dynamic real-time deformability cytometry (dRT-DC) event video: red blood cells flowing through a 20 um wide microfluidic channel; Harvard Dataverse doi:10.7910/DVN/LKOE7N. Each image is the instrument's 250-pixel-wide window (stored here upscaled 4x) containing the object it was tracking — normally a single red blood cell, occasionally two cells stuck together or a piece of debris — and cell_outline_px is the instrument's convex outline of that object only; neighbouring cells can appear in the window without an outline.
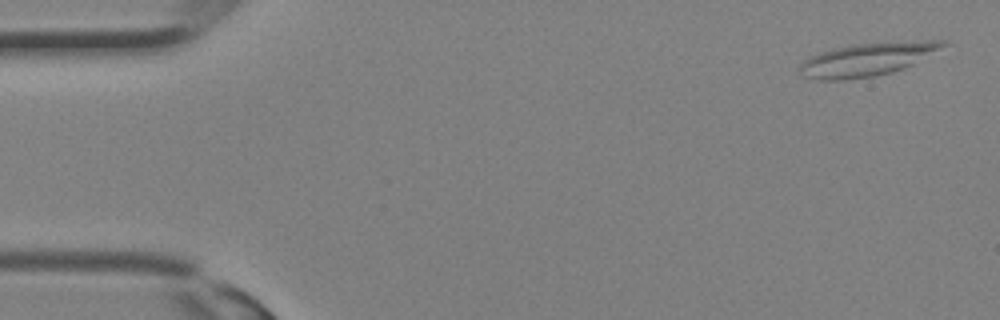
{"species": "Egyptian fruit bat (a non-hibernating species)", "species_latin": "Rousettus aegyptiacus", "temperature_condition": "room temperature", "stored_images_in_passage": 32, "camera_frame_rate_fps": 3000, "um_per_image_px": 0.085, "animal": {"sex": "female"}, "frame": {"image": 1, "passage_image": 1, "time_ms": 0.0, "image_size_px": [1000, 320], "cell_outline_px": [[948, 44], [912, 64], [904, 68], [892, 72], [876, 76], [848, 80], [816, 80], [800, 76], [800, 64], [804, 60], [820, 52], [852, 44], [924, 40], [948, 40]], "centroid_in_image_um": [73.68, 5.06], "position_along_channel_um": 11.3, "area_um2": 27.63}}
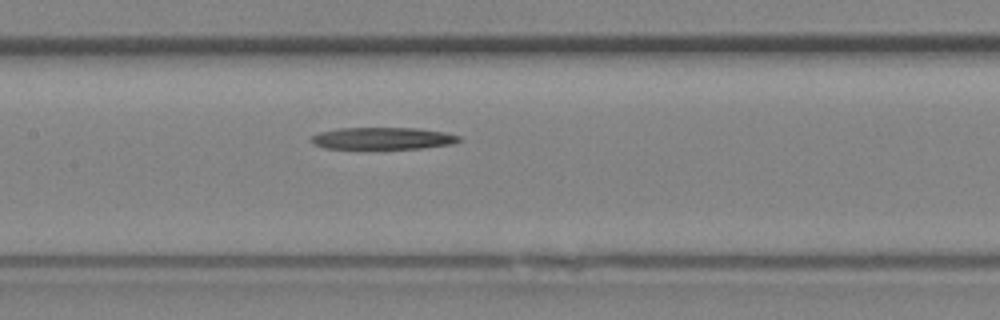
{"frame": {"image": 2, "passage_image": 15, "time_ms": 4.667, "image_size_px": [1000, 320], "cell_outline_px": [[464, 140], [452, 144], [420, 148], [324, 148], [312, 144], [312, 136], [320, 132], [336, 128], [420, 128], [444, 132], [460, 136]], "centroid_in_image_um": [32.56, 11.75], "position_along_channel_um": 174.8, "area_um2": 18.9}}
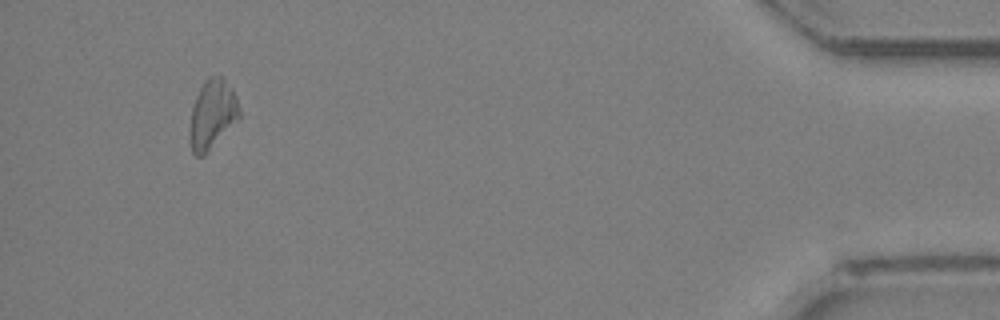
{"frame": {"image": 3, "passage_image": 30, "time_ms": 9.667, "image_size_px": [1000, 320], "cell_outline_px": [[240, 120], [204, 156], [196, 156], [192, 152], [188, 136], [188, 132], [192, 108], [196, 96], [204, 80], [208, 76], [220, 76], [232, 88], [236, 96], [240, 112]], "centroid_in_image_um": [18.04, 9.76], "position_along_channel_um": 417.2, "area_um2": 20.4}}